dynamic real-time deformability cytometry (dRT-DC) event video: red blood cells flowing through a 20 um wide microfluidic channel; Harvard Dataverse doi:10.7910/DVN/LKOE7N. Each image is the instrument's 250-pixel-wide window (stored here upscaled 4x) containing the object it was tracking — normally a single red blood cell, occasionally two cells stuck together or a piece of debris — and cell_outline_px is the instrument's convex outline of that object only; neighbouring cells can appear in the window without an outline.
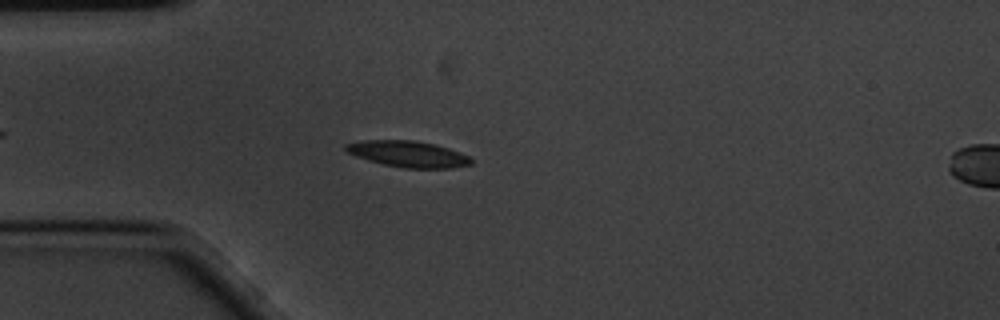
{"species": "common noctule bat (a hibernating species)", "species_latin": "Nyctalus noctula", "temperature_condition": "cold", "stored_images_in_passage": 45, "camera_frame_rate_fps": 3000, "um_per_image_px": 0.085, "animal": {"sex": "male", "body_mass_g": 20.1, "forearm_length_mm": 53.5}, "frame": {"image": 1, "passage_image": 10, "time_ms": 3.0, "image_size_px": [1000, 320], "cell_outline_px": [[472, 164], [452, 168], [404, 168], [384, 164], [356, 156], [348, 152], [344, 148], [344, 144], [364, 140], [412, 140], [432, 144], [448, 148], [460, 152], [468, 156], [472, 160]], "centroid_in_image_um": [34.69, 13.09], "position_along_channel_um": 50.3, "area_um2": 18.9}}
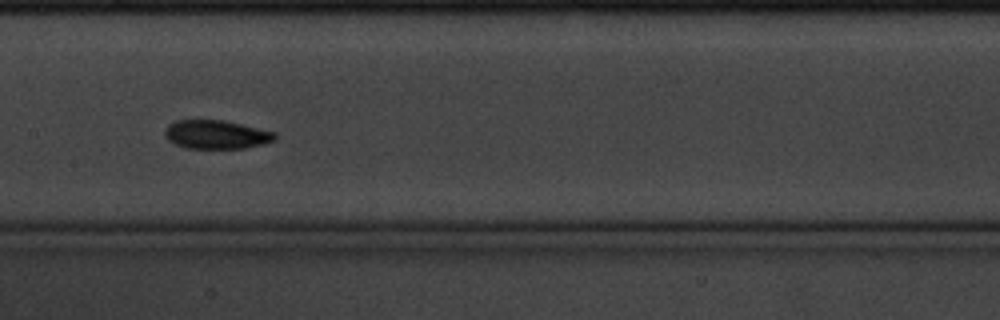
{"frame": {"image": 2, "passage_image": 23, "time_ms": 7.333, "image_size_px": [1000, 320], "cell_outline_px": [[276, 140], [264, 144], [244, 148], [184, 148], [168, 140], [164, 136], [164, 128], [168, 124], [176, 120], [224, 120], [276, 132]], "centroid_in_image_um": [18.37, 11.43], "position_along_channel_um": 189.0, "area_um2": 18.55}}
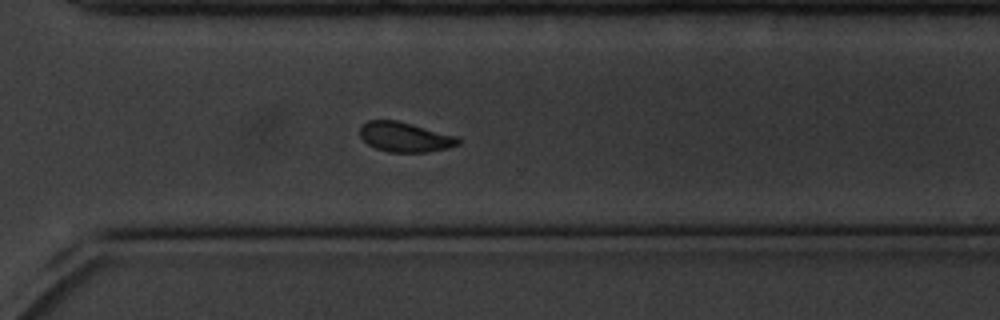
{"frame": {"image": 3, "passage_image": 36, "time_ms": 11.667, "image_size_px": [1000, 320], "cell_outline_px": [[460, 144], [448, 148], [428, 152], [388, 152], [376, 148], [368, 144], [360, 136], [360, 124], [368, 120], [396, 120], [460, 136]], "centroid_in_image_um": [34.45, 11.64], "position_along_channel_um": 336.2, "area_um2": 17.28}, "authors_computed_cell_mechanics": {"area_um2": 17.9758, "velocity_mm_per_s": 3.4115, "shape_relaxation_time_tau1_ms": null, "shape_relaxation_time_tau2_ms": 5.4628, "deformation_change_tau1": null, "deformation_change_tau2": 0.0936}}